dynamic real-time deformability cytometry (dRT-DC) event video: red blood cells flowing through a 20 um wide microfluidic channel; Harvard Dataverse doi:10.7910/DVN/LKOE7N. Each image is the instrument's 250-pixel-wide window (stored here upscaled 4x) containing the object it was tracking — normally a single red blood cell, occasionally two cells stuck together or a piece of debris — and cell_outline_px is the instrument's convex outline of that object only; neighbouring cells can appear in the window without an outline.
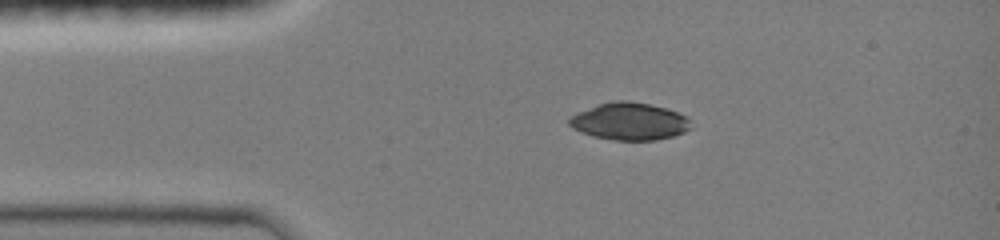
{"species": "common noctule bat (a hibernating species)", "species_latin": "Nyctalus noctula", "temperature_condition": "room temperature", "stored_images_in_passage": 3, "camera_frame_rate_fps": 3000, "um_per_image_px": 0.085, "animal": {"sex": "female", "body_mass_g": 19.0, "forearm_length_mm": 51.5}, "frame": {"image": 1, "passage_image": 2, "time_ms": 1.0, "image_size_px": [1000, 240], "cell_outline_px": [[692, 128], [684, 132], [672, 136], [656, 140], [616, 140], [592, 136], [572, 128], [568, 124], [568, 120], [576, 112], [612, 100], [624, 100], [648, 104], [664, 108], [676, 112], [692, 120]], "centroid_in_image_um": [53.5, 10.32], "position_along_channel_um": 31.5, "area_um2": 26.36}}